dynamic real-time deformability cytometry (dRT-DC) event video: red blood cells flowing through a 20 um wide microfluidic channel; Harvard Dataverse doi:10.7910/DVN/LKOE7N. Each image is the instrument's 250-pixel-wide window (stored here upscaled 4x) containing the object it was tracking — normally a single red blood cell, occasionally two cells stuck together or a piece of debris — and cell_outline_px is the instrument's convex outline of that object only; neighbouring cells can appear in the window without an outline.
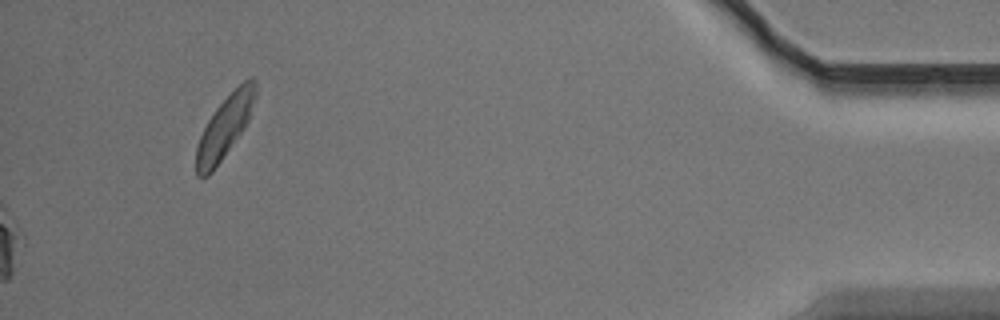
{"species": "Egyptian fruit bat (a non-hibernating species)", "species_latin": "Rousettus aegyptiacus", "temperature_condition": "warm", "stored_images_in_passage": 35, "camera_frame_rate_fps": 3000, "um_per_image_px": 0.085, "animal": {"sex": "male"}, "frame": {"image": 1, "passage_image": 35, "time_ms": 11.333, "image_size_px": [1000, 320], "cell_outline_px": [[256, 96], [248, 120], [244, 128], [212, 172], [208, 176], [196, 176], [196, 148], [200, 136], [208, 120], [216, 108], [244, 80], [252, 76], [256, 80]], "centroid_in_image_um": [19.11, 10.79], "position_along_channel_um": 416.1, "area_um2": 20.92}}